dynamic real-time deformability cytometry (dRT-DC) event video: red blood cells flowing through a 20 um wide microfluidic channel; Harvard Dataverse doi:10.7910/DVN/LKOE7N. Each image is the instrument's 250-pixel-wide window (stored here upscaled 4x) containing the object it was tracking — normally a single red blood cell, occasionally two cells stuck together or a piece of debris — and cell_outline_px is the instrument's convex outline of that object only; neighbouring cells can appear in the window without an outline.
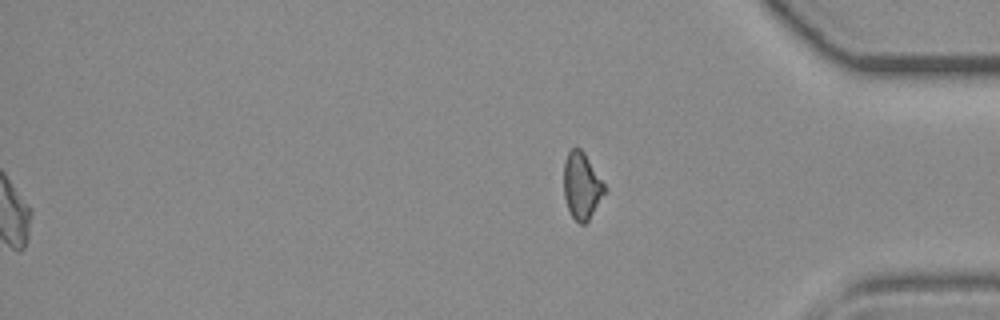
{"species": "common noctule bat (a hibernating species)", "species_latin": "Nyctalus noctula", "temperature_condition": "room temperature", "stored_images_in_passage": 35, "segment_of_instrument_passage": [2, 2], "camera_frame_rate_fps": 3000, "um_per_image_px": 0.085, "animal": {"sex": "female", "body_mass_g": 19.3, "forearm_length_mm": 54.1}, "frame": {"image": 1, "passage_image": 35, "time_ms": 11.333, "image_size_px": [1000, 320], "cell_outline_px": [[604, 192], [588, 220], [584, 224], [580, 224], [572, 216], [568, 208], [564, 196], [564, 160], [568, 152], [572, 148], [580, 148], [584, 152], [604, 184]], "centroid_in_image_um": [49.41, 15.77], "position_along_channel_um": 385.8, "area_um2": 15.37}}